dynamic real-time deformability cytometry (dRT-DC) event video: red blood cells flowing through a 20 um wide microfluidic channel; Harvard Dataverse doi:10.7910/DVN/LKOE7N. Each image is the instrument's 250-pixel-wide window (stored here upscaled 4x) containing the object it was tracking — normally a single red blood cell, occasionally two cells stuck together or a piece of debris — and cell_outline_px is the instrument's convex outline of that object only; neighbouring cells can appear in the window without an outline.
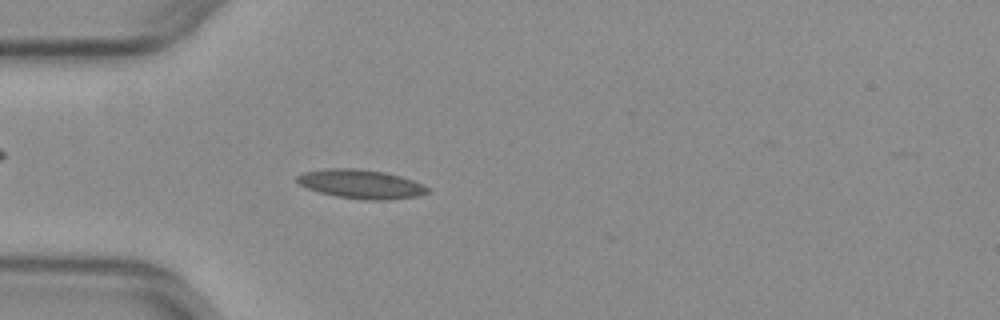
{"species": "common noctule bat (a hibernating species)", "species_latin": "Nyctalus noctula", "temperature_condition": "warm", "stored_images_in_passage": 12, "camera_frame_rate_fps": 3000, "um_per_image_px": 0.085, "animal": {"sex": "female", "body_mass_g": 29.2, "forearm_length_mm": 56.3}, "frame": {"image": 1, "passage_image": 4, "time_ms": 1.0, "image_size_px": [1000, 320], "cell_outline_px": [[428, 192], [420, 196], [388, 200], [364, 200], [336, 196], [320, 192], [308, 188], [300, 184], [296, 180], [296, 176], [304, 172], [324, 168], [356, 168], [384, 172], [400, 176], [424, 184], [428, 188]], "centroid_in_image_um": [30.69, 15.64], "position_along_channel_um": 54.3, "area_um2": 22.08}}
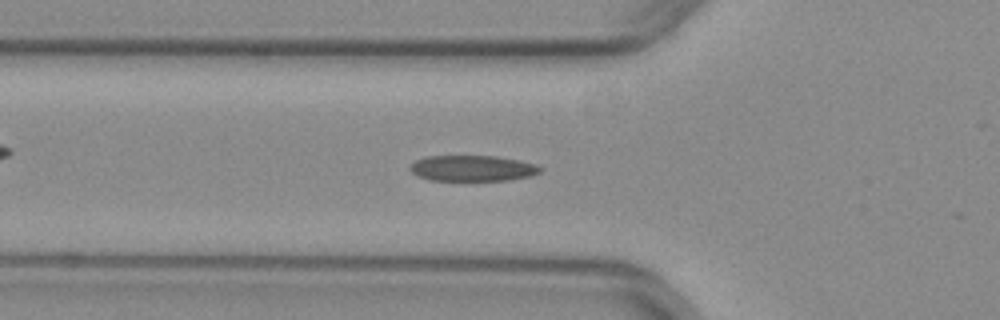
{"frame": {"image": 2, "passage_image": 7, "time_ms": 2.0, "image_size_px": [1000, 320], "cell_outline_px": [[544, 168], [540, 172], [528, 176], [508, 180], [428, 180], [416, 176], [408, 168], [416, 160], [424, 156], [496, 156], [536, 164]], "centroid_in_image_um": [40.12, 14.3], "position_along_channel_um": 85.7, "area_um2": 19.54}}
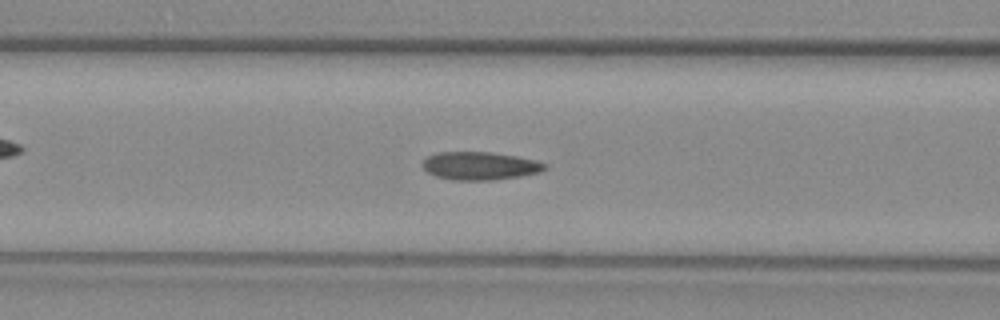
{"frame": {"image": 3, "passage_image": 10, "time_ms": 3.0, "image_size_px": [1000, 320], "cell_outline_px": [[548, 168], [540, 172], [520, 176], [492, 180], [452, 180], [436, 176], [428, 172], [424, 168], [424, 160], [428, 156], [436, 152], [488, 152], [516, 156], [536, 160], [548, 164]], "centroid_in_image_um": [40.83, 14.1], "position_along_channel_um": 125.8, "area_um2": 19.94}}